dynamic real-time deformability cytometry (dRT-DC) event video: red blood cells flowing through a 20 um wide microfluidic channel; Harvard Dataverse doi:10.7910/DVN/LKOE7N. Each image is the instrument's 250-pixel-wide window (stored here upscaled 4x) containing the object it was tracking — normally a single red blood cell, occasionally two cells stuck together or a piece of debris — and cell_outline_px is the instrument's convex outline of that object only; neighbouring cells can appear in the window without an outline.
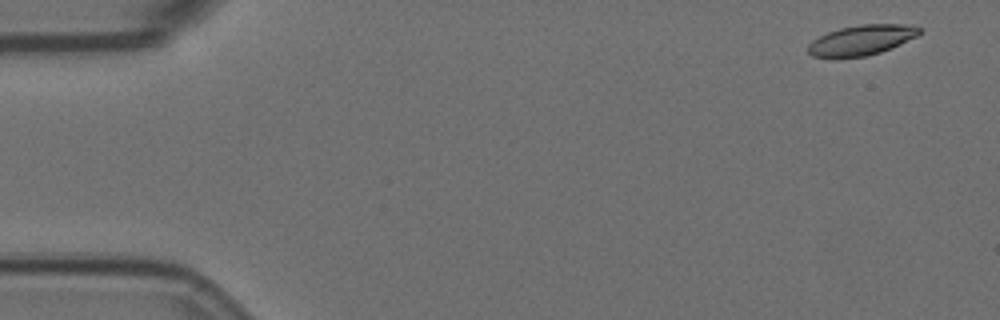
{"species": "Egyptian fruit bat (a non-hibernating species)", "species_latin": "Rousettus aegyptiacus", "temperature_condition": "room temperature", "stored_images_in_passage": 5, "camera_frame_rate_fps": 3000, "um_per_image_px": 0.085, "animal": {"sex": "female"}, "frame": {"image": 1, "passage_image": 1, "time_ms": 0.0, "image_size_px": [1000, 320], "cell_outline_px": [[920, 32], [916, 36], [892, 48], [880, 52], [864, 56], [836, 60], [812, 56], [808, 52], [808, 44], [812, 40], [828, 32], [840, 28], [860, 24], [904, 24], [920, 28]], "centroid_in_image_um": [73.15, 3.44], "position_along_channel_um": 11.8, "area_um2": 19.83}}